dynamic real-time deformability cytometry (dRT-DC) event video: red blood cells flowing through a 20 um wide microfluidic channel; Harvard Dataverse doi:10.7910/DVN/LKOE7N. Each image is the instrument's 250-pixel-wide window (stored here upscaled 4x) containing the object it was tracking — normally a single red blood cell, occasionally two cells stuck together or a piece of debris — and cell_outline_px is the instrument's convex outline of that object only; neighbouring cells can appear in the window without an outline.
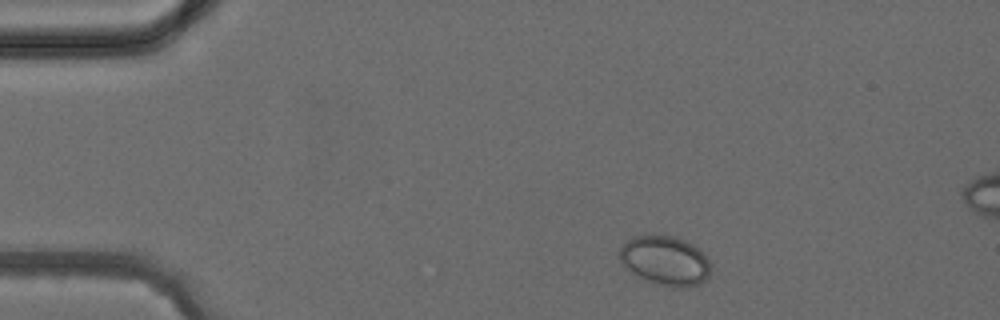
{"species": "common noctule bat (a hibernating species)", "species_latin": "Nyctalus noctula", "temperature_condition": "cold", "stored_images_in_passage": 3, "camera_frame_rate_fps": 3000, "um_per_image_px": 0.085, "animal": {"sex": "female", "body_mass_g": 24.6, "forearm_length_mm": 56.2}, "frame": {"image": 1, "passage_image": 1, "time_ms": 0.0, "image_size_px": [1000, 320], "cell_outline_px": [[708, 276], [700, 284], [688, 288], [672, 288], [656, 284], [636, 276], [624, 268], [620, 260], [620, 248], [624, 240], [632, 236], [672, 236], [684, 240], [692, 244], [708, 260]], "centroid_in_image_um": [56.47, 22.18], "position_along_channel_um": 28.5, "area_um2": 26.24}}